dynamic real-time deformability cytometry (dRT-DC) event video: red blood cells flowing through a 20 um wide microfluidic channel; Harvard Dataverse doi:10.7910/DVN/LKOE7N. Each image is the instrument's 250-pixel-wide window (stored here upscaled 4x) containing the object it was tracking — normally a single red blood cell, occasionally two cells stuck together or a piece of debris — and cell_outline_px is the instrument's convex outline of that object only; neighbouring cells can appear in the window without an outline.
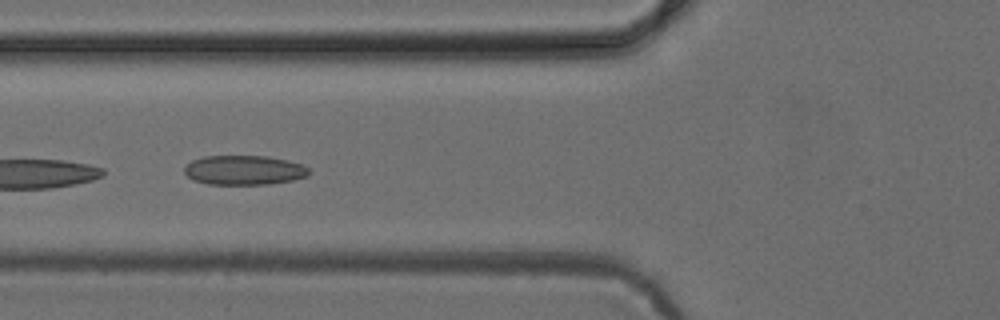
{"species": "common noctule bat (a hibernating species)", "species_latin": "Nyctalus noctula", "temperature_condition": "cold", "stored_images_in_passage": 5, "camera_frame_rate_fps": 3000, "um_per_image_px": 0.085, "animal": {"sex": "female", "body_mass_g": 24.6, "forearm_length_mm": 56.2}, "frame": {"image": 1, "passage_image": 4, "time_ms": 3.667, "image_size_px": [1000, 320], "cell_outline_px": [[308, 176], [292, 180], [268, 184], [208, 184], [192, 180], [184, 172], [184, 168], [192, 160], [204, 156], [268, 156], [288, 160], [300, 164], [308, 168]], "centroid_in_image_um": [20.73, 14.46], "position_along_channel_um": 105.1, "area_um2": 21.33}}
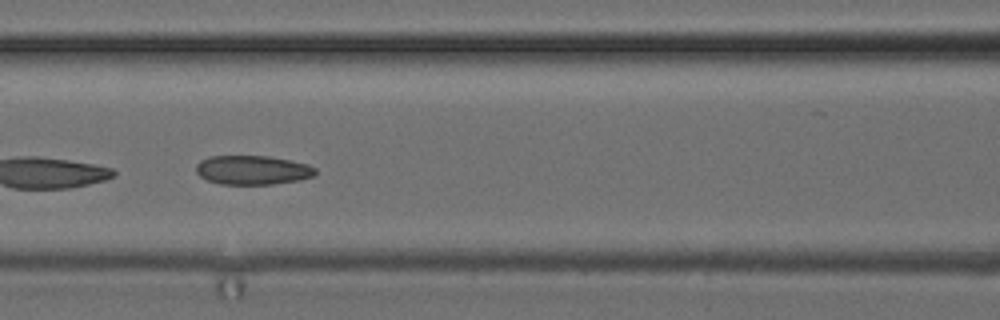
{"frame": {"image": 2, "passage_image": 5, "time_ms": 4.667, "image_size_px": [1000, 320], "cell_outline_px": [[316, 172], [312, 176], [300, 180], [272, 184], [220, 184], [208, 180], [200, 176], [196, 172], [196, 164], [200, 160], [208, 156], [268, 156], [308, 164], [316, 168]], "centroid_in_image_um": [21.44, 14.45], "position_along_channel_um": 145.2, "area_um2": 20.23}}